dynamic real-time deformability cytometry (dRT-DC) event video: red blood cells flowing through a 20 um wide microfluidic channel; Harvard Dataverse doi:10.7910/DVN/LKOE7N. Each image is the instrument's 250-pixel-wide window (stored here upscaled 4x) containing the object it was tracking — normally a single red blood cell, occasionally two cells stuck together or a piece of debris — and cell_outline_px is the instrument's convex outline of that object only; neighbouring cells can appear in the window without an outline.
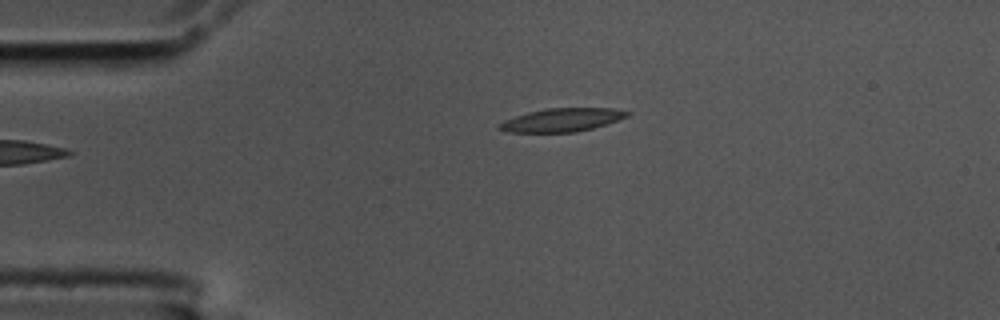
{"species": "common noctule bat (a hibernating species)", "species_latin": "Nyctalus noctula", "temperature_condition": "cold", "stored_images_in_passage": 44, "camera_frame_rate_fps": 3000, "um_per_image_px": 0.085, "animal": {"sex": "male", "body_mass_g": 17.5, "forearm_length_mm": 52.3}, "frame": {"image": 1, "passage_image": 1, "time_ms": 0.0, "image_size_px": [1000, 320], "cell_outline_px": [[632, 112], [628, 116], [592, 128], [576, 132], [508, 132], [496, 128], [504, 120], [528, 112], [548, 108], [612, 108]], "centroid_in_image_um": [47.75, 10.19], "position_along_channel_um": 37.2, "area_um2": 17.17}}
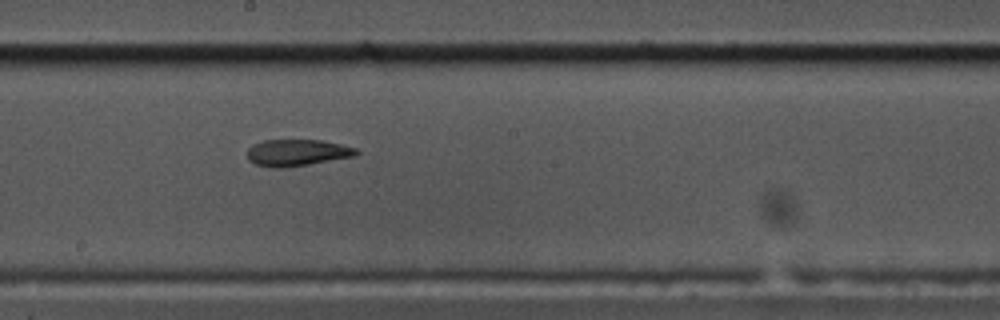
{"frame": {"image": 2, "passage_image": 19, "time_ms": 6.0, "image_size_px": [1000, 320], "cell_outline_px": [[360, 152], [356, 156], [308, 164], [280, 168], [272, 168], [256, 164], [248, 160], [248, 148], [252, 144], [264, 140], [320, 140], [340, 144], [356, 148]], "centroid_in_image_um": [25.25, 12.97], "position_along_channel_um": 223.0, "area_um2": 16.88}}
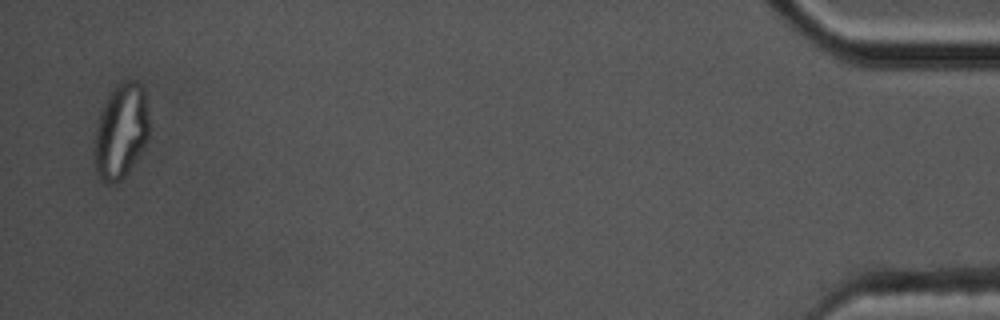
{"frame": {"image": 3, "passage_image": 43, "time_ms": 14.0, "image_size_px": [1000, 320], "cell_outline_px": [[148, 136], [144, 148], [128, 172], [120, 180], [104, 180], [96, 172], [96, 128], [100, 116], [112, 92], [120, 80], [136, 80], [144, 88], [148, 120]], "centroid_in_image_um": [10.33, 11.1], "position_along_channel_um": 424.9, "area_um2": 29.13}, "authors_computed_cell_mechanics": {"area_um2": 17.9469, "velocity_mm_per_s": 3.6089, "shape_relaxation_time_tau1_ms": null, "shape_relaxation_time_tau2_ms": 3.8647, "deformation_change_tau1": null, "deformation_change_tau2": 0.1036}}